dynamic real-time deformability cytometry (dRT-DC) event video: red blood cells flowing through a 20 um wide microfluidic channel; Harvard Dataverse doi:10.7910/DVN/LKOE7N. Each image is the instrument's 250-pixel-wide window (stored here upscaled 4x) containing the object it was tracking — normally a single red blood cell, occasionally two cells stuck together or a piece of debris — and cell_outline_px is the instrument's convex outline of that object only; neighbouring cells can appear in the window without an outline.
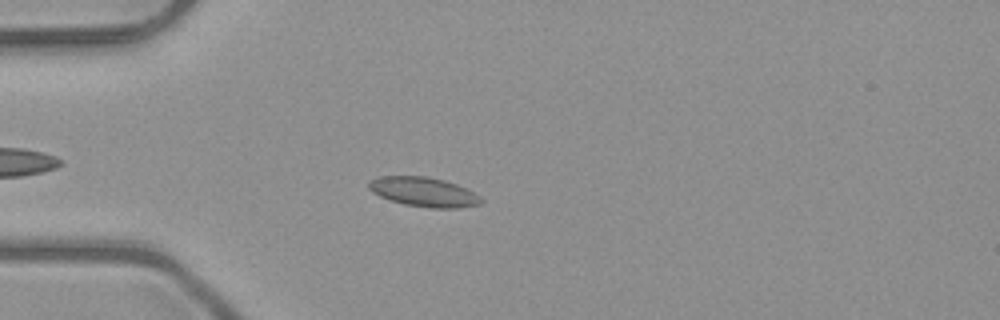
{"species": "common noctule bat (a hibernating species)", "species_latin": "Nyctalus noctula", "temperature_condition": "room temperature", "stored_images_in_passage": 46, "camera_frame_rate_fps": 3000, "um_per_image_px": 0.085, "animal": {"sex": "male", "body_mass_g": 23.1, "forearm_length_mm": 52.7}, "frame": {"image": 1, "passage_image": 8, "time_ms": 2.333, "image_size_px": [1000, 320], "cell_outline_px": [[484, 200], [480, 204], [460, 208], [432, 208], [404, 204], [380, 196], [372, 192], [368, 188], [368, 180], [380, 176], [428, 176], [444, 180], [468, 188], [480, 196]], "centroid_in_image_um": [36.04, 16.31], "position_along_channel_um": 49.0, "area_um2": 19.42}}
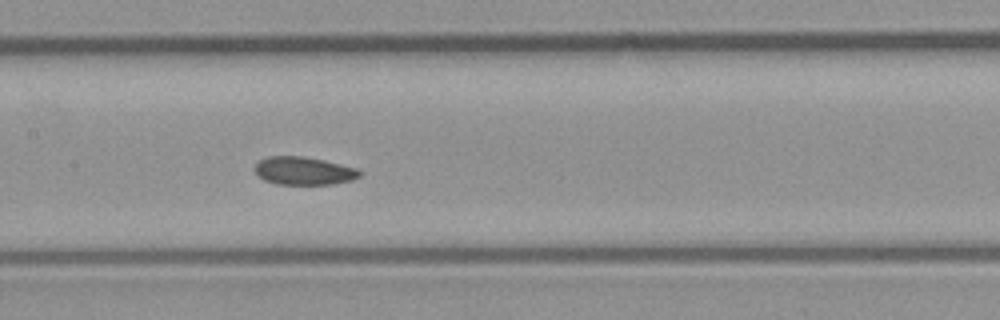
{"frame": {"image": 2, "passage_image": 19, "time_ms": 6.0, "image_size_px": [1000, 320], "cell_outline_px": [[364, 172], [360, 176], [352, 180], [332, 184], [276, 184], [264, 180], [252, 168], [260, 160], [268, 156], [304, 156], [324, 160], [360, 168]], "centroid_in_image_um": [25.87, 14.51], "position_along_channel_um": 181.5, "area_um2": 17.34}}
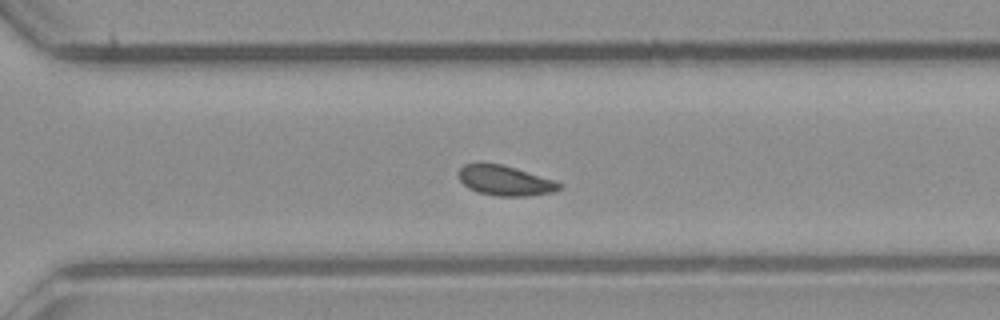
{"frame": {"image": 3, "passage_image": 30, "time_ms": 9.667, "image_size_px": [1000, 320], "cell_outline_px": [[564, 184], [556, 192], [528, 196], [496, 196], [480, 192], [468, 188], [460, 180], [460, 168], [464, 164], [504, 164], [556, 180]], "centroid_in_image_um": [43.02, 15.36], "position_along_channel_um": 327.6, "area_um2": 17.63}, "authors_computed_cell_mechanics": {"area_um2": 17.7735, "velocity_mm_per_s": 4.0103, "shape_relaxation_time_tau1_ms": null, "shape_relaxation_time_tau2_ms": 2.5904, "deformation_change_tau1": null, "deformation_change_tau2": 0.068}}